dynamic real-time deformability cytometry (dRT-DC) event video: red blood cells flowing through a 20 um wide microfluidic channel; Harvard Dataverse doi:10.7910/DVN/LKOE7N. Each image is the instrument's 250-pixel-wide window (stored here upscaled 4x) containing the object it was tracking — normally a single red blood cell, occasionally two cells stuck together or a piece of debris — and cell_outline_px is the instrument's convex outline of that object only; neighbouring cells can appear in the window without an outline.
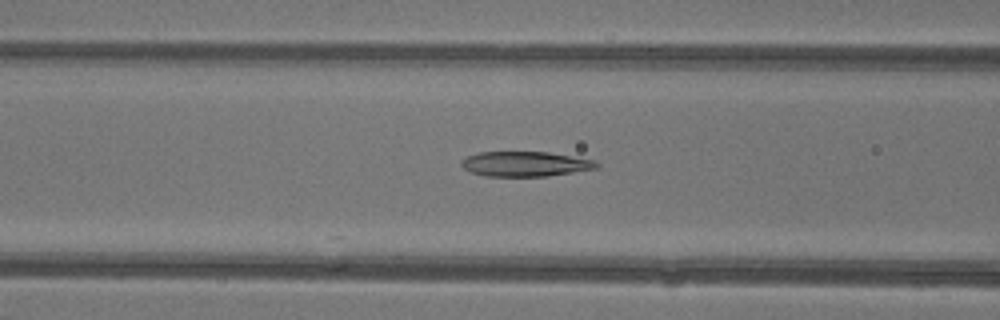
{"species": "common noctule bat (a hibernating species)", "species_latin": "Nyctalus noctula", "temperature_condition": "warm", "stored_images_in_passage": 47, "camera_frame_rate_fps": 3000, "um_per_image_px": 0.085, "animal": {"sex": "female"}, "frame": {"image": 1, "passage_image": 20, "time_ms": 6.333, "image_size_px": [1000, 320], "cell_outline_px": [[600, 164], [596, 168], [548, 176], [484, 176], [472, 172], [464, 168], [460, 164], [460, 160], [468, 156], [480, 152], [548, 152], [596, 160]], "centroid_in_image_um": [44.64, 13.93], "position_along_channel_um": 122.0, "area_um2": 19.59}}
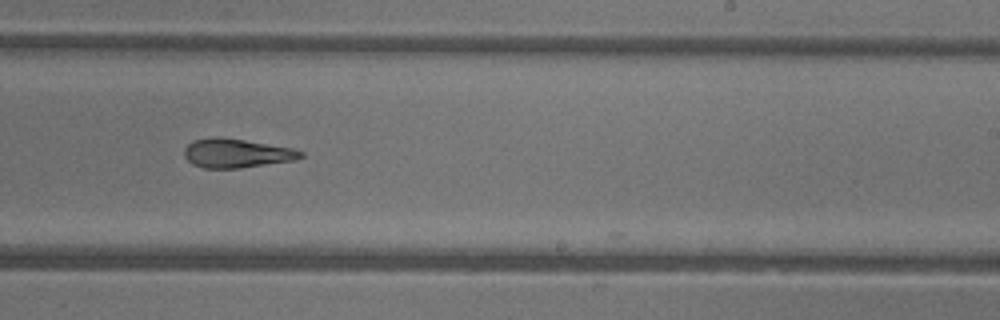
{"frame": {"image": 2, "passage_image": 30, "time_ms": 9.667, "image_size_px": [1000, 320], "cell_outline_px": [[304, 156], [296, 160], [240, 168], [204, 168], [192, 164], [184, 156], [184, 148], [192, 140], [212, 136], [220, 136], [292, 148], [304, 152]], "centroid_in_image_um": [20.08, 13.01], "position_along_channel_um": 268.9, "area_um2": 19.83}}
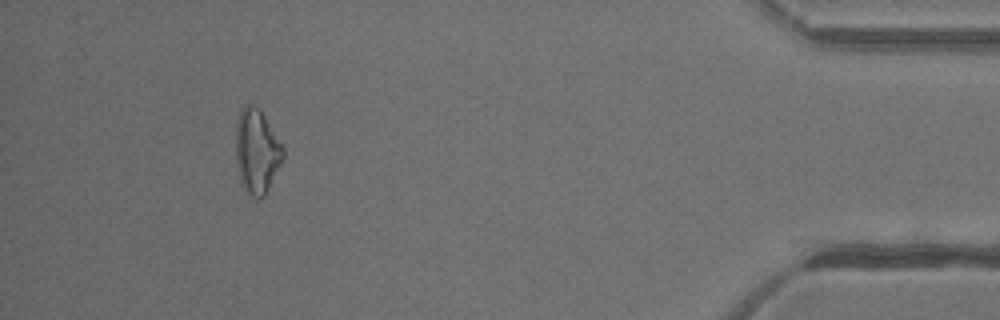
{"frame": {"image": 3, "passage_image": 44, "time_ms": 14.333, "image_size_px": [1000, 320], "cell_outline_px": [[284, 156], [264, 196], [260, 200], [256, 200], [244, 188], [240, 180], [236, 160], [236, 120], [244, 104], [252, 104], [260, 108], [284, 148]], "centroid_in_image_um": [21.81, 12.83], "position_along_channel_um": 413.4, "area_um2": 23.18}, "authors_computed_cell_mechanics": {"area_um2": 21.5016, "velocity_mm_per_s": 4.4135, "shape_relaxation_time_tau1_ms": null, "shape_relaxation_time_tau2_ms": 3.4845, "deformation_change_tau1": null, "deformation_change_tau2": 0.1271}}